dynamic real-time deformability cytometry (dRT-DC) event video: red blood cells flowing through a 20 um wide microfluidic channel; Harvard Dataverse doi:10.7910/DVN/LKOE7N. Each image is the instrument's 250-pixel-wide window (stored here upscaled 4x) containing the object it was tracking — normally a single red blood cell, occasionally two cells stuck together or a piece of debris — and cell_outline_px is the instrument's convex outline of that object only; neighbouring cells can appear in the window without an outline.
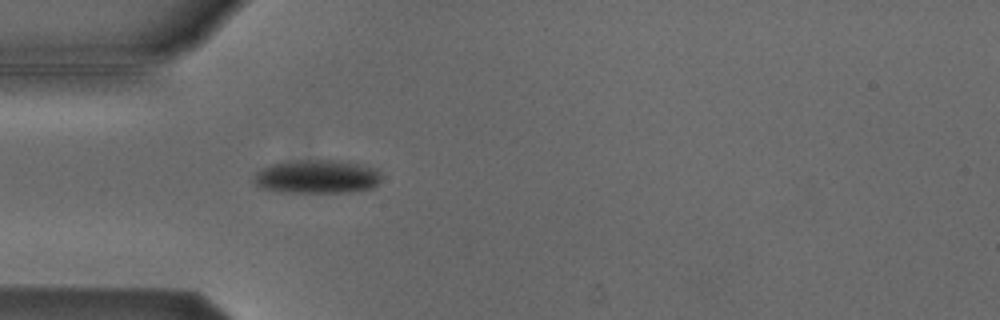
{"species": "Egyptian fruit bat (a non-hibernating species)", "species_latin": "Rousettus aegyptiacus", "temperature_condition": "cold", "stored_images_in_passage": 3, "camera_frame_rate_fps": 3000, "um_per_image_px": 0.085, "animal": {"sex": "male"}, "frame": {"image": 1, "passage_image": 3, "time_ms": 0.667, "image_size_px": [1000, 320], "cell_outline_px": [[380, 180], [372, 188], [348, 192], [276, 192], [260, 188], [252, 180], [256, 172], [272, 164], [300, 160], [336, 160], [360, 164], [376, 168], [380, 172]], "centroid_in_image_um": [26.93, 15.02], "position_along_channel_um": 58.1, "area_um2": 24.97}}